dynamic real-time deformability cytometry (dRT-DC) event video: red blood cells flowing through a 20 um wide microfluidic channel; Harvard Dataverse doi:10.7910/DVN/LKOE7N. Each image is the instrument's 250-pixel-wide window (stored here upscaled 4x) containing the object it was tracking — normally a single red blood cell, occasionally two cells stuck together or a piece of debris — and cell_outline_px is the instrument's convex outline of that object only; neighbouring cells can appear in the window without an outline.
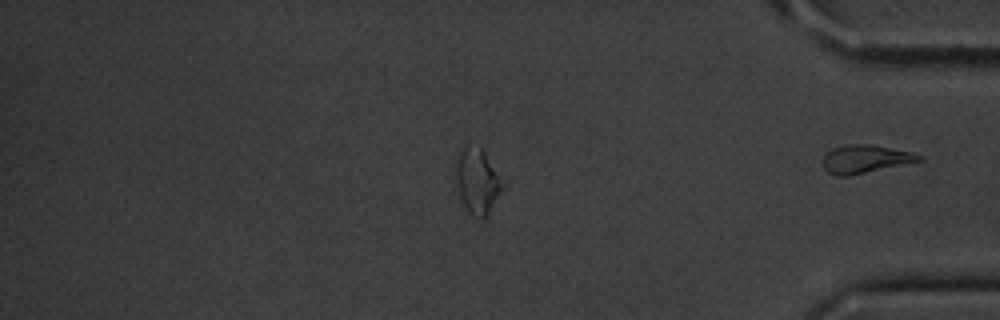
{"species": "common noctule bat (a hibernating species)", "species_latin": "Nyctalus noctula", "temperature_condition": "cold", "stored_images_in_passage": 48, "segment_of_instrument_passage": [2, 2], "camera_frame_rate_fps": 3000, "um_per_image_px": 0.085, "animal": {"sex": "male", "body_mass_g": 20.1, "forearm_length_mm": 53.5}, "frame": {"image": 1, "passage_image": 48, "time_ms": 15.667, "image_size_px": [1000, 320], "cell_outline_px": [[924, 160], [848, 176], [836, 176], [828, 172], [824, 168], [824, 156], [832, 148], [848, 144], [872, 144], [908, 152], [920, 156]], "centroid_in_image_um": [73.51, 13.52], "position_along_channel_um": 361.7, "area_um2": 15.43}}